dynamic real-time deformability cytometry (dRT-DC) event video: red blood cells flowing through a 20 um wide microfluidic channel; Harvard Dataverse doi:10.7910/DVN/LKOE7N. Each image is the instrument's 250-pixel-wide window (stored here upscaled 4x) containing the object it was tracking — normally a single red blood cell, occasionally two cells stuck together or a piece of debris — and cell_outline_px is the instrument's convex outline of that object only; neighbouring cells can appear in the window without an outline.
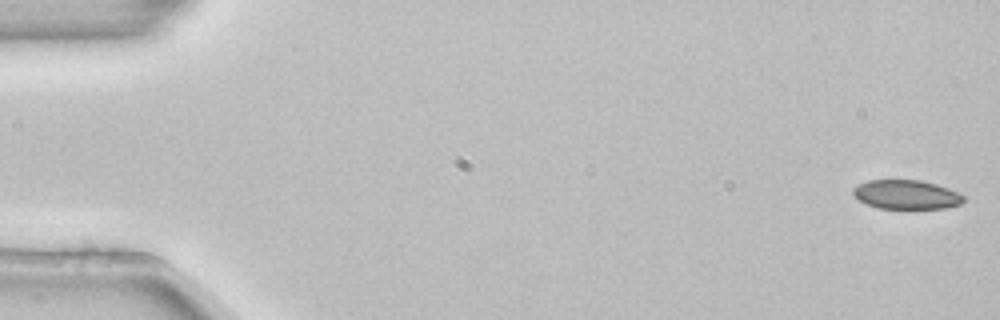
{"species": "common noctule bat (a hibernating species)", "species_latin": "Nyctalus noctula", "temperature_condition": "room temperature", "stored_images_in_passage": 4, "camera_frame_rate_fps": 3000, "um_per_image_px": 0.085, "animal": {"sex": "female", "body_mass_g": 22.7, "forearm_length_mm": 54.2}, "frame": {"image": 1, "passage_image": 1, "time_ms": 0.0, "image_size_px": [1000, 320], "cell_outline_px": [[964, 200], [960, 204], [944, 208], [880, 208], [868, 204], [860, 200], [852, 192], [852, 188], [868, 180], [920, 180], [936, 184], [948, 188], [964, 196]], "centroid_in_image_um": [77.04, 16.53], "position_along_channel_um": 8.0, "area_um2": 18.44}}
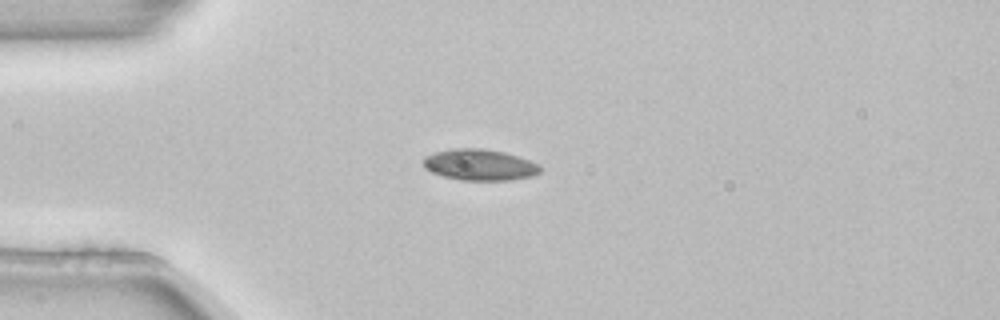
{"frame": {"image": 2, "passage_image": 3, "time_ms": 0.667, "image_size_px": [1000, 320], "cell_outline_px": [[540, 172], [532, 176], [508, 180], [460, 180], [444, 176], [432, 172], [424, 168], [424, 156], [436, 152], [452, 148], [484, 148], [504, 152], [540, 164]], "centroid_in_image_um": [40.76, 14.0], "position_along_channel_um": 44.2, "area_um2": 21.15}}